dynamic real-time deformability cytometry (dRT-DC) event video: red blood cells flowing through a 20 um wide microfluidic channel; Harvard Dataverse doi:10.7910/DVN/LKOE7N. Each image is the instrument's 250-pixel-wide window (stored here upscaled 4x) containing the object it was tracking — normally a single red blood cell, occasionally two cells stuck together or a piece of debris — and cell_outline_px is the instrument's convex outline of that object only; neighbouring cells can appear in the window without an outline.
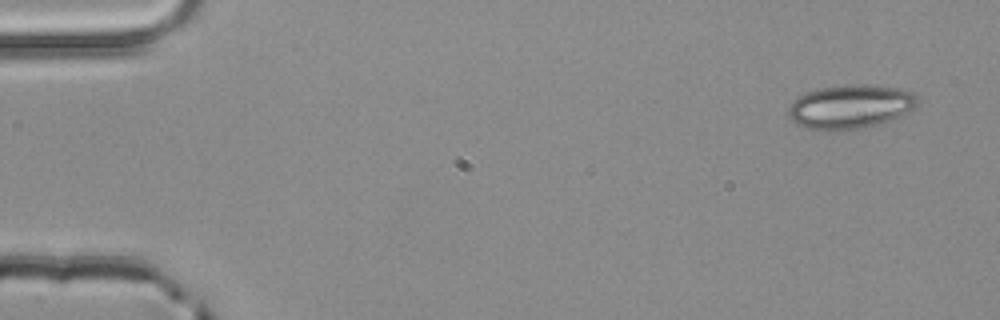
{"species": "common noctule bat (a hibernating species)", "species_latin": "Nyctalus noctula", "temperature_condition": "room temperature", "stored_images_in_passage": 3, "camera_frame_rate_fps": 3000, "um_per_image_px": 0.085, "animal": {"sex": "male", "body_mass_g": 20.4}, "frame": {"image": 1, "passage_image": 1, "time_ms": 0.0, "image_size_px": [1000, 320], "cell_outline_px": [[920, 100], [908, 112], [900, 116], [864, 128], [808, 128], [796, 124], [788, 116], [788, 108], [792, 100], [804, 92], [820, 88], [848, 84], [864, 84], [900, 88], [912, 92]], "centroid_in_image_um": [72.27, 9.02], "position_along_channel_um": 12.7, "area_um2": 32.6}}